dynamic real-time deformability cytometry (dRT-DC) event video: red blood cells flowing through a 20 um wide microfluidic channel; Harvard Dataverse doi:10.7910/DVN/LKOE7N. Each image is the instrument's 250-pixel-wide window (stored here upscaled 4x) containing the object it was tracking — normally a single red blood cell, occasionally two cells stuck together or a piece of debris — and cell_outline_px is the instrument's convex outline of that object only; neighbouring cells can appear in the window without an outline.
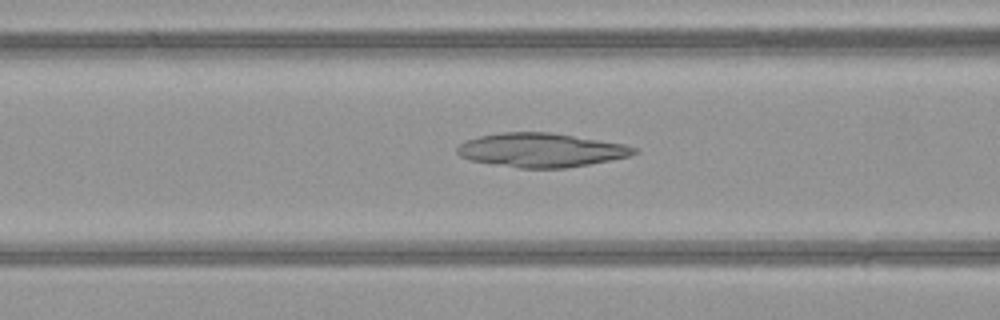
{"species": "common noctule bat (a hibernating species)", "species_latin": "Nyctalus noctula", "temperature_condition": "warm", "stored_images_in_passage": 35, "camera_frame_rate_fps": 3000, "um_per_image_px": 0.085, "animal": {"sex": "female", "body_mass_g": 21.9}, "frame": {"image": 1, "passage_image": 5, "time_ms": 1.333, "image_size_px": [1000, 320], "cell_outline_px": [[640, 152], [628, 156], [588, 164], [564, 168], [520, 168], [472, 160], [460, 156], [456, 152], [456, 148], [460, 144], [468, 140], [480, 136], [504, 132], [548, 132], [624, 144], [640, 148]], "centroid_in_image_um": [46.01, 12.75], "position_along_channel_um": 120.6, "area_um2": 34.56}}
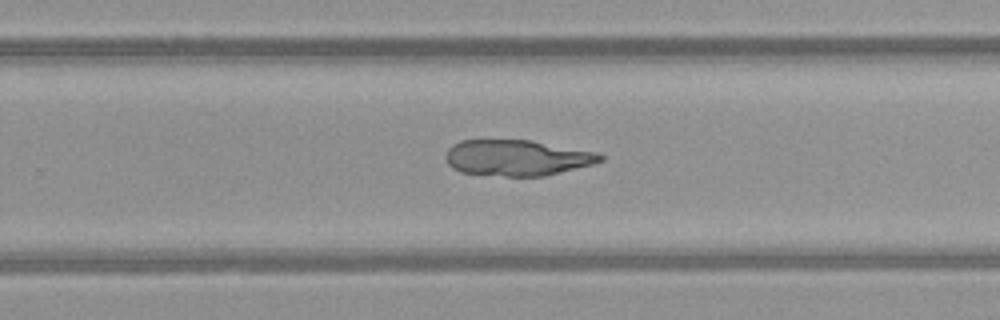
{"frame": {"image": 2, "passage_image": 17, "time_ms": 5.333, "image_size_px": [1000, 320], "cell_outline_px": [[604, 160], [592, 164], [544, 176], [504, 176], [460, 172], [452, 168], [448, 164], [444, 156], [448, 148], [452, 144], [460, 140], [532, 140], [596, 152], [604, 156]], "centroid_in_image_um": [43.91, 13.4], "position_along_channel_um": 285.9, "area_um2": 32.37}}
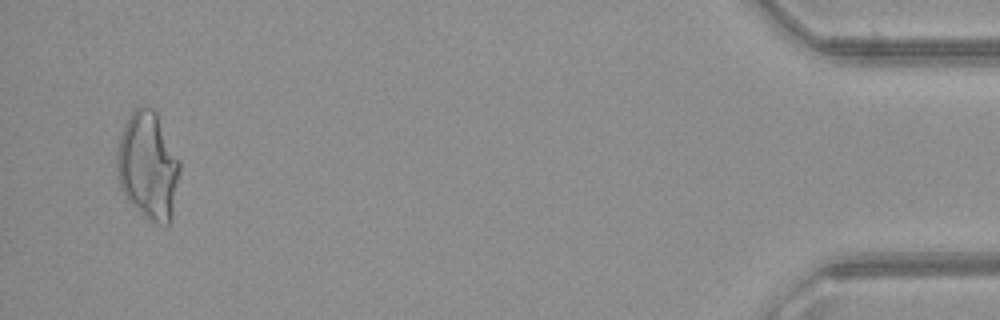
{"frame": {"image": 3, "passage_image": 33, "time_ms": 10.667, "image_size_px": [1000, 320], "cell_outline_px": [[180, 172], [172, 220], [168, 224], [160, 224], [144, 216], [124, 196], [120, 188], [116, 172], [116, 152], [120, 132], [128, 116], [140, 104], [152, 108], [156, 112], [180, 160]], "centroid_in_image_um": [12.57, 14.07], "position_along_channel_um": 422.6, "area_um2": 39.88}}